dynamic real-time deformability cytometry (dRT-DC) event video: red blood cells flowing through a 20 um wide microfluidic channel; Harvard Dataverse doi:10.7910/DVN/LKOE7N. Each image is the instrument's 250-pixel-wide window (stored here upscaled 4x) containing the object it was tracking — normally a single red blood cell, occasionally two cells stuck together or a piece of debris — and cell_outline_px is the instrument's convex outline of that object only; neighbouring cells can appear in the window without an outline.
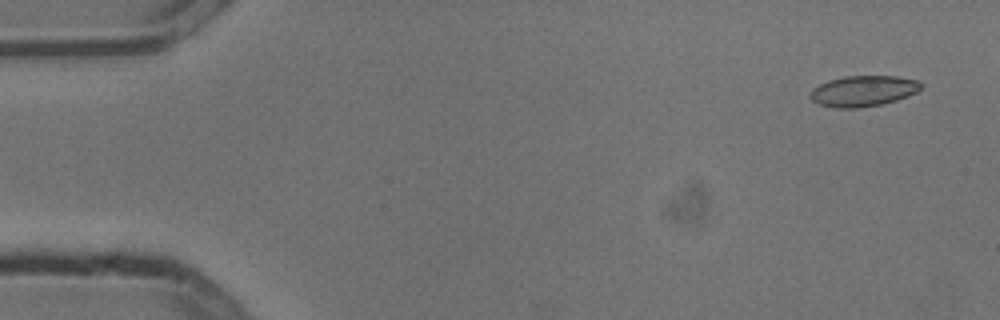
{"species": "common noctule bat (a hibernating species)", "species_latin": "Nyctalus noctula", "temperature_condition": "cold", "stored_images_in_passage": 4, "camera_frame_rate_fps": 3000, "um_per_image_px": 0.085, "animal": {"sex": "male", "body_mass_g": 13.3}, "frame": {"image": 1, "passage_image": 1, "time_ms": 0.0, "image_size_px": [1000, 320], "cell_outline_px": [[920, 88], [916, 92], [896, 100], [880, 104], [856, 108], [836, 108], [820, 104], [812, 100], [808, 96], [812, 88], [828, 80], [844, 76], [896, 76], [916, 80], [920, 84]], "centroid_in_image_um": [73.31, 7.73], "position_along_channel_um": 11.7, "area_um2": 19.65}}
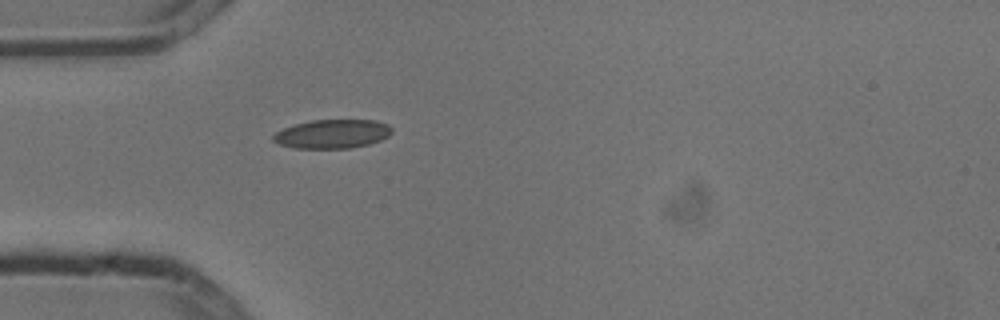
{"frame": {"image": 2, "passage_image": 4, "time_ms": 1.0, "image_size_px": [1000, 320], "cell_outline_px": [[392, 132], [388, 136], [380, 140], [368, 144], [352, 148], [296, 148], [280, 144], [272, 140], [272, 136], [276, 132], [284, 128], [296, 124], [312, 120], [376, 120], [388, 124], [392, 128]], "centroid_in_image_um": [28.27, 11.38], "position_along_channel_um": 56.7, "area_um2": 19.88}}